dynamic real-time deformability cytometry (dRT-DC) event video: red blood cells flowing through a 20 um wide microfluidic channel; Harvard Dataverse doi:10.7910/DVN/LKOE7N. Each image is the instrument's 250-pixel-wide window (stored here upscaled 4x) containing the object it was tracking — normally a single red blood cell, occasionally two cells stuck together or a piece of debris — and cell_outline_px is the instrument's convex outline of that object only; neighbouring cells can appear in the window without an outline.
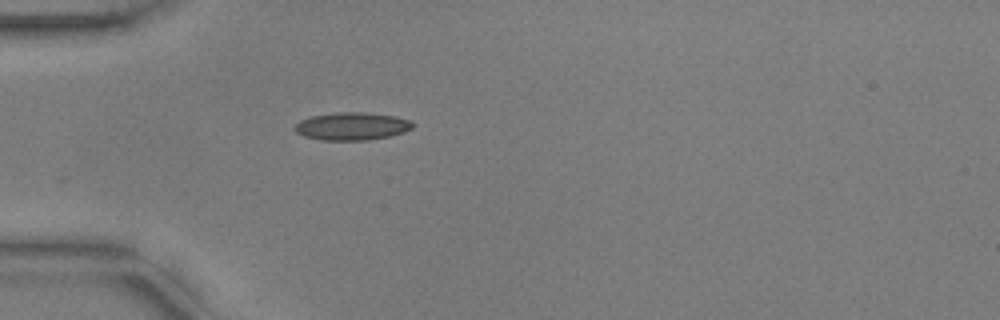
{"species": "common noctule bat (a hibernating species)", "species_latin": "Nyctalus noctula", "temperature_condition": "warm", "stored_images_in_passage": 34, "camera_frame_rate_fps": 3000, "um_per_image_px": 0.085, "animal": {"sex": "male", "body_mass_g": 17.9, "forearm_length_mm": 54.2}, "frame": {"image": 1, "passage_image": 1, "time_ms": 0.0, "image_size_px": [1000, 320], "cell_outline_px": [[416, 124], [412, 128], [404, 132], [388, 136], [364, 140], [320, 140], [304, 136], [296, 132], [292, 128], [300, 120], [312, 116], [336, 112], [372, 112], [396, 116], [412, 120]], "centroid_in_image_um": [29.94, 10.71], "position_along_channel_um": 55.1, "area_um2": 19.31}}
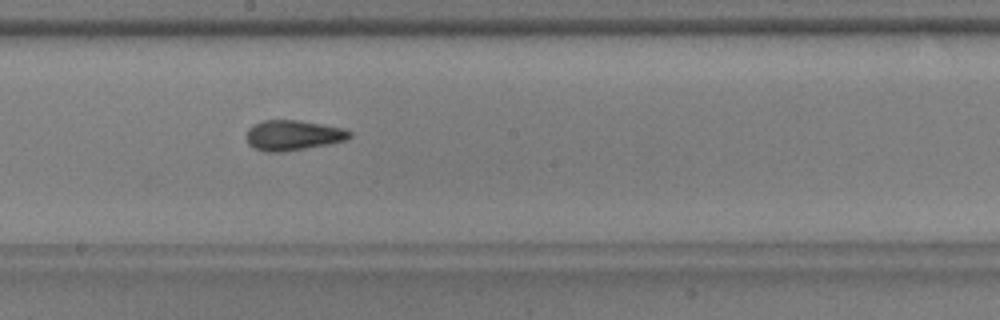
{"frame": {"image": 2, "passage_image": 15, "time_ms": 4.667, "image_size_px": [1000, 320], "cell_outline_px": [[352, 136], [344, 140], [328, 144], [284, 152], [264, 152], [252, 148], [248, 144], [248, 128], [252, 124], [264, 120], [296, 120], [320, 124], [340, 128], [352, 132]], "centroid_in_image_um": [24.85, 11.51], "position_along_channel_um": 223.3, "area_um2": 18.03}}
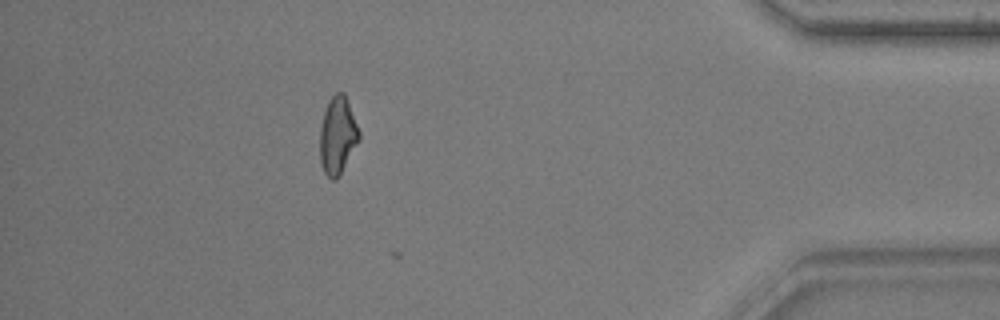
{"frame": {"image": 3, "passage_image": 33, "time_ms": 10.667, "image_size_px": [1000, 320], "cell_outline_px": [[360, 140], [336, 180], [332, 180], [324, 172], [320, 164], [320, 128], [324, 112], [328, 100], [336, 92], [344, 92], [360, 132]], "centroid_in_image_um": [28.69, 11.51], "position_along_channel_um": 406.5, "area_um2": 17.63}, "authors_computed_cell_mechanics": {"area_um2": 17.6868, "velocity_mm_per_s": 3.7755, "shape_relaxation_time_tau1_ms": 4.6513, "shape_relaxation_time_tau2_ms": 1.6482, "deformation_change_tau1": 0.1525, "deformation_change_tau2": 0.0883}}